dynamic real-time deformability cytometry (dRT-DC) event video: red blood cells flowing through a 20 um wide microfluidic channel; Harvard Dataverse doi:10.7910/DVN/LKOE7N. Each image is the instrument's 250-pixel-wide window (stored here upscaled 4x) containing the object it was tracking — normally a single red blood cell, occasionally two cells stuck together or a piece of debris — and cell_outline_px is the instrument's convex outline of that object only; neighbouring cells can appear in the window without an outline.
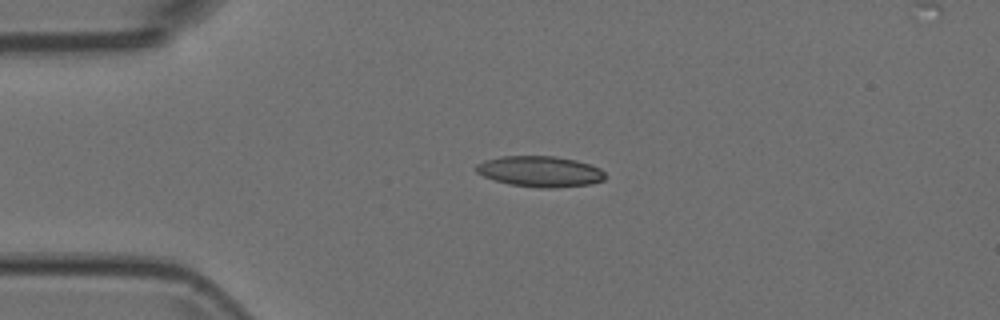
{"species": "Egyptian fruit bat (a non-hibernating species)", "species_latin": "Rousettus aegyptiacus", "temperature_condition": "room temperature", "stored_images_in_passage": 5, "camera_frame_rate_fps": 3000, "um_per_image_px": 0.085, "animal": {"sex": "female"}, "frame": {"image": 1, "passage_image": 4, "time_ms": 1.0, "image_size_px": [1000, 320], "cell_outline_px": [[604, 180], [588, 184], [552, 188], [540, 188], [508, 184], [484, 176], [476, 172], [476, 164], [484, 160], [500, 156], [556, 156], [576, 160], [600, 168], [604, 172]], "centroid_in_image_um": [45.88, 14.57], "position_along_channel_um": 39.1, "area_um2": 23.06}}